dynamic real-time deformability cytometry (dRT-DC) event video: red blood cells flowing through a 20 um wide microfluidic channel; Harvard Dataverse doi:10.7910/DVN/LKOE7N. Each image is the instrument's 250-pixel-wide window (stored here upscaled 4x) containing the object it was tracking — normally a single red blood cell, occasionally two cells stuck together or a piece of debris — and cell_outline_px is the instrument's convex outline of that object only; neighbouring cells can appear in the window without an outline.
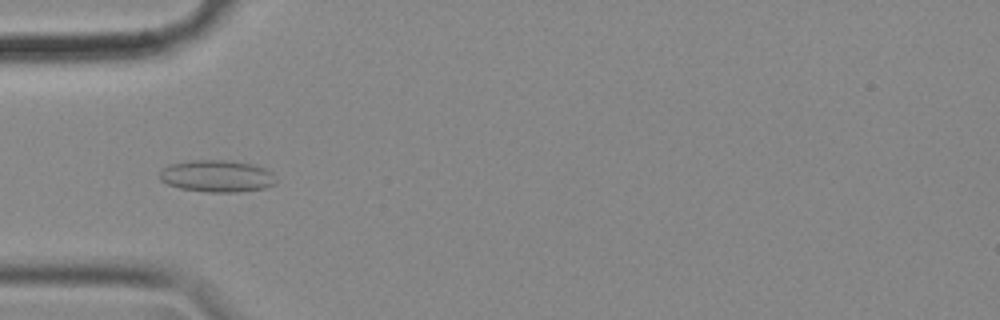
{"species": "common noctule bat (a hibernating species)", "species_latin": "Nyctalus noctula", "temperature_condition": "cold", "stored_images_in_passage": 56, "camera_frame_rate_fps": 3000, "um_per_image_px": 0.085, "animal": {"sex": "female", "body_mass_g": 18.4}, "frame": {"image": 1, "passage_image": 17, "time_ms": 5.333, "image_size_px": [1000, 320], "cell_outline_px": [[276, 184], [264, 188], [236, 192], [208, 192], [180, 188], [168, 184], [160, 180], [156, 176], [168, 164], [192, 160], [224, 160], [252, 164], [264, 168], [272, 172], [276, 180]], "centroid_in_image_um": [18.42, 14.97], "position_along_channel_um": 66.6, "area_um2": 21.73}}
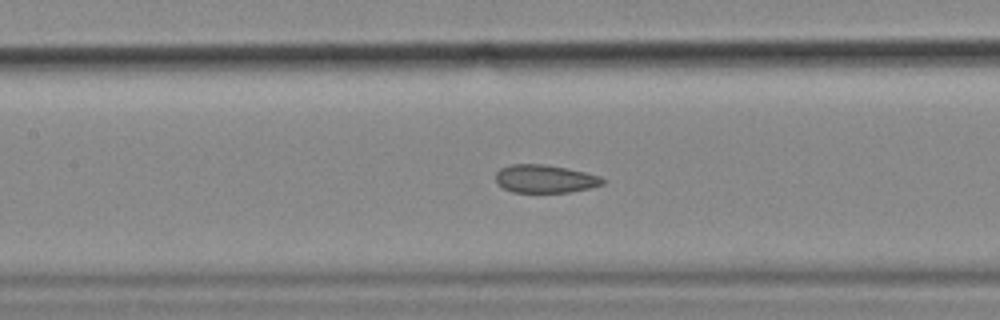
{"frame": {"image": 2, "passage_image": 25, "time_ms": 8.0, "image_size_px": [1000, 320], "cell_outline_px": [[604, 184], [588, 188], [568, 192], [512, 192], [496, 184], [496, 172], [500, 168], [512, 164], [544, 164], [584, 172], [600, 176], [604, 180]], "centroid_in_image_um": [46.28, 15.2], "position_along_channel_um": 161.1, "area_um2": 17.34}}
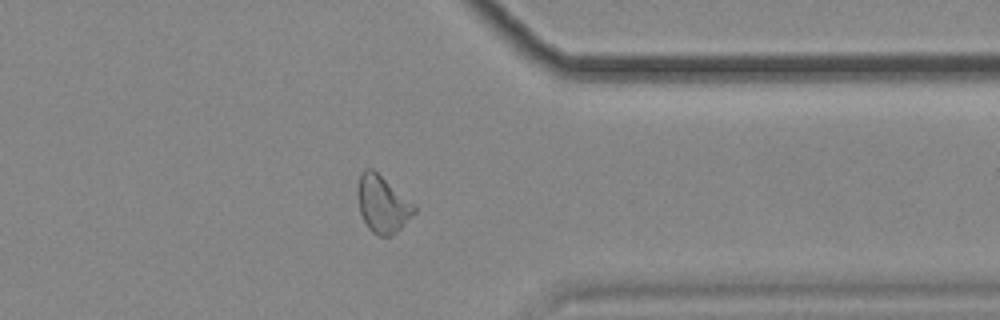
{"frame": {"image": 3, "passage_image": 44, "time_ms": 14.333, "image_size_px": [1000, 320], "cell_outline_px": [[416, 212], [392, 236], [376, 236], [368, 228], [360, 212], [356, 196], [360, 176], [364, 168], [372, 168], [416, 204]], "centroid_in_image_um": [32.52, 17.35], "position_along_channel_um": 378.9, "area_um2": 18.96}, "authors_computed_cell_mechanics": {"area_um2": 19.0451, "velocity_mm_per_s": 3.5534, "shape_relaxation_time_tau1_ms": null, "shape_relaxation_time_tau2_ms": 1.7875, "deformation_change_tau1": null, "deformation_change_tau2": 0.0706}}